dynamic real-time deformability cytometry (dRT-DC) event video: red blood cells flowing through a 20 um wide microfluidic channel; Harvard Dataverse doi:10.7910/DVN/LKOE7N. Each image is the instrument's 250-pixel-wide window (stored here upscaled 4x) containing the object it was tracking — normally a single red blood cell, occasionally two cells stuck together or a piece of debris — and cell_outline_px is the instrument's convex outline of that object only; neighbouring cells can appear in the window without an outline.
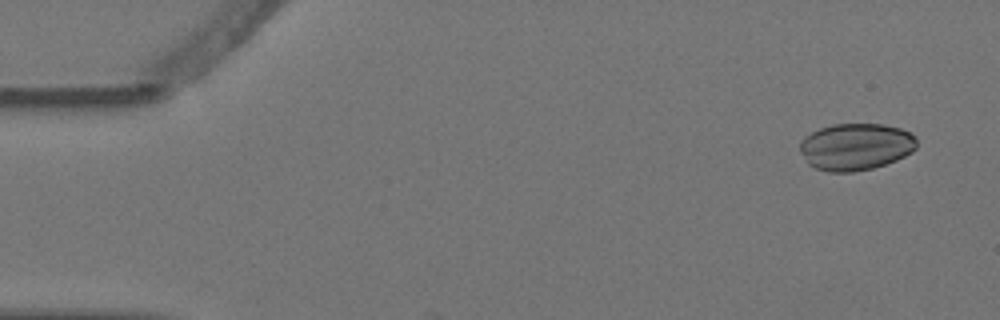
{"species": "Egyptian fruit bat (a non-hibernating species)", "species_latin": "Rousettus aegyptiacus", "temperature_condition": "warm", "stored_images_in_passage": 8, "camera_frame_rate_fps": 3000, "um_per_image_px": 0.085, "animal": {"sex": "female"}, "frame": {"image": 1, "passage_image": 1, "time_ms": 0.0, "image_size_px": [1000, 320], "cell_outline_px": [[916, 148], [912, 152], [896, 160], [872, 168], [852, 172], [828, 172], [816, 168], [808, 164], [800, 152], [800, 144], [804, 136], [820, 128], [832, 124], [884, 124], [900, 128], [916, 136]], "centroid_in_image_um": [72.73, 12.47], "position_along_channel_um": 12.3, "area_um2": 32.02}}
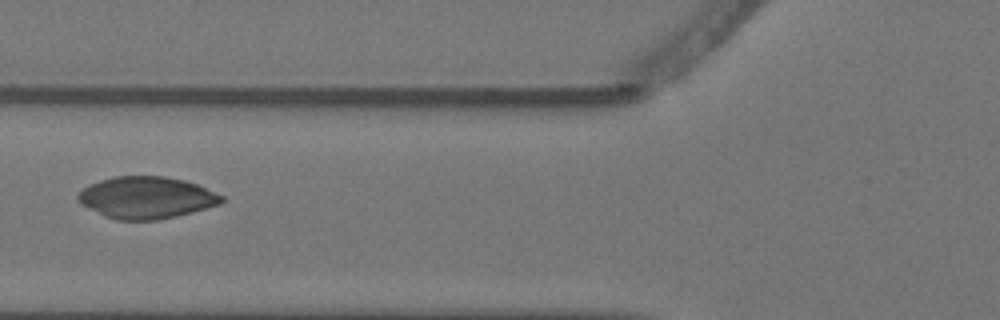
{"frame": {"image": 2, "passage_image": 6, "time_ms": 1.667, "image_size_px": [1000, 320], "cell_outline_px": [[224, 200], [220, 204], [192, 212], [176, 216], [156, 220], [116, 220], [104, 216], [80, 204], [76, 196], [84, 188], [100, 180], [116, 176], [164, 176], [184, 180], [196, 184], [224, 196]], "centroid_in_image_um": [12.44, 16.8], "position_along_channel_um": 113.4, "area_um2": 34.91}}
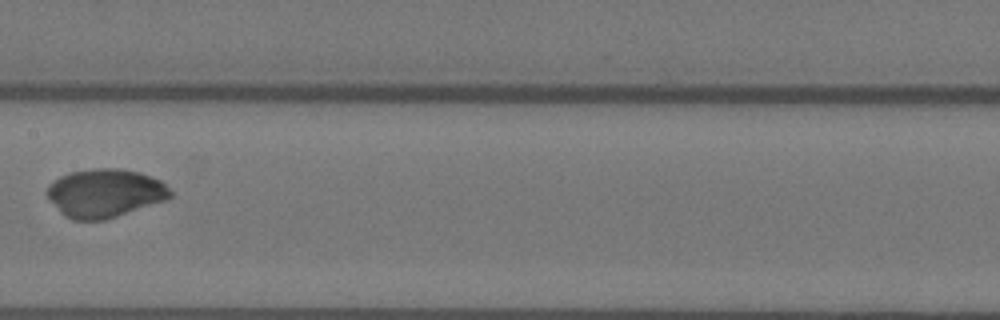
{"frame": {"image": 3, "passage_image": 8, "time_ms": 2.333, "image_size_px": [1000, 320], "cell_outline_px": [[172, 196], [164, 200], [104, 220], [72, 220], [64, 216], [60, 212], [48, 196], [48, 184], [52, 180], [60, 176], [72, 172], [92, 168], [120, 168], [140, 172], [160, 180], [172, 192]], "centroid_in_image_um": [8.9, 16.4], "position_along_channel_um": 198.5, "area_um2": 34.51}}